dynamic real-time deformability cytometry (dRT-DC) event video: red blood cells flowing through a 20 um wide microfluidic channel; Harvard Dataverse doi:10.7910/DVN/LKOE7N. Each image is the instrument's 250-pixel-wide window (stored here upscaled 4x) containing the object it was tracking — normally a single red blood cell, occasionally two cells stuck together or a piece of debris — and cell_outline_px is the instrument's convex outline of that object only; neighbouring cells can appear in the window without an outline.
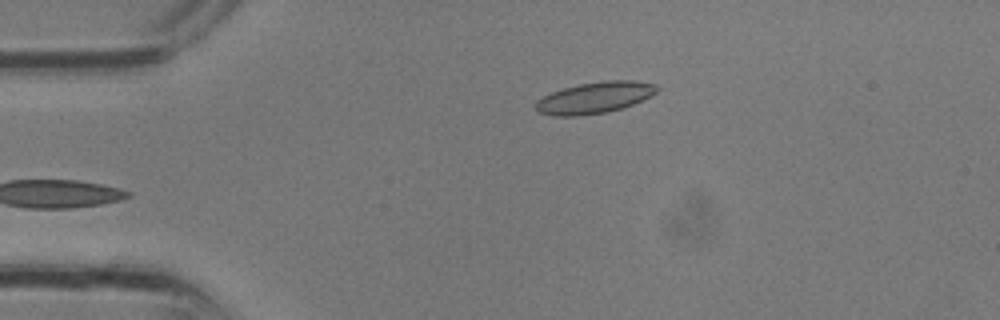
{"species": "common noctule bat (a hibernating species)", "species_latin": "Nyctalus noctula", "temperature_condition": "room temperature", "stored_images_in_passage": 2, "camera_frame_rate_fps": 3000, "um_per_image_px": 0.085, "animal": {"sex": "male", "body_mass_g": 13.3}, "frame": {"image": 1, "passage_image": 2, "time_ms": 0.333, "image_size_px": [1000, 320], "cell_outline_px": [[660, 88], [656, 92], [624, 108], [608, 112], [580, 116], [556, 116], [540, 112], [536, 108], [536, 100], [552, 92], [564, 88], [580, 84], [604, 80], [632, 80], [656, 84]], "centroid_in_image_um": [50.56, 8.3], "position_along_channel_um": 34.4, "area_um2": 22.02}}